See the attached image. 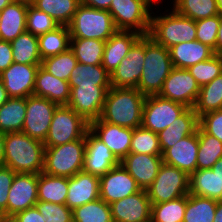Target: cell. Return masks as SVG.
Returning a JSON list of instances; mask_svg holds the SVG:
<instances>
[{
    "instance_id": "cell-1",
    "label": "cell",
    "mask_w": 222,
    "mask_h": 222,
    "mask_svg": "<svg viewBox=\"0 0 222 222\" xmlns=\"http://www.w3.org/2000/svg\"><path fill=\"white\" fill-rule=\"evenodd\" d=\"M145 98L137 88L111 87L107 91L100 119L130 129L142 126Z\"/></svg>"
},
{
    "instance_id": "cell-2",
    "label": "cell",
    "mask_w": 222,
    "mask_h": 222,
    "mask_svg": "<svg viewBox=\"0 0 222 222\" xmlns=\"http://www.w3.org/2000/svg\"><path fill=\"white\" fill-rule=\"evenodd\" d=\"M44 143L23 132L5 133L3 165L16 173L40 174L44 169Z\"/></svg>"
},
{
    "instance_id": "cell-3",
    "label": "cell",
    "mask_w": 222,
    "mask_h": 222,
    "mask_svg": "<svg viewBox=\"0 0 222 222\" xmlns=\"http://www.w3.org/2000/svg\"><path fill=\"white\" fill-rule=\"evenodd\" d=\"M173 68L169 49L145 35V59L137 89L145 96L158 95Z\"/></svg>"
},
{
    "instance_id": "cell-4",
    "label": "cell",
    "mask_w": 222,
    "mask_h": 222,
    "mask_svg": "<svg viewBox=\"0 0 222 222\" xmlns=\"http://www.w3.org/2000/svg\"><path fill=\"white\" fill-rule=\"evenodd\" d=\"M168 10V13H160L159 16L151 11L153 15L151 14L148 36L167 49L182 42L196 40L195 21L178 14L172 8V11Z\"/></svg>"
},
{
    "instance_id": "cell-5",
    "label": "cell",
    "mask_w": 222,
    "mask_h": 222,
    "mask_svg": "<svg viewBox=\"0 0 222 222\" xmlns=\"http://www.w3.org/2000/svg\"><path fill=\"white\" fill-rule=\"evenodd\" d=\"M85 148L86 134L70 143L45 147L43 172L52 176H74L83 170Z\"/></svg>"
},
{
    "instance_id": "cell-6",
    "label": "cell",
    "mask_w": 222,
    "mask_h": 222,
    "mask_svg": "<svg viewBox=\"0 0 222 222\" xmlns=\"http://www.w3.org/2000/svg\"><path fill=\"white\" fill-rule=\"evenodd\" d=\"M71 38L98 39L107 41L116 31L112 15L80 4L68 25Z\"/></svg>"
},
{
    "instance_id": "cell-7",
    "label": "cell",
    "mask_w": 222,
    "mask_h": 222,
    "mask_svg": "<svg viewBox=\"0 0 222 222\" xmlns=\"http://www.w3.org/2000/svg\"><path fill=\"white\" fill-rule=\"evenodd\" d=\"M153 5L151 0H112L108 12L117 30L148 35Z\"/></svg>"
},
{
    "instance_id": "cell-8",
    "label": "cell",
    "mask_w": 222,
    "mask_h": 222,
    "mask_svg": "<svg viewBox=\"0 0 222 222\" xmlns=\"http://www.w3.org/2000/svg\"><path fill=\"white\" fill-rule=\"evenodd\" d=\"M89 130V122L68 105H58L45 138L44 146L52 147L81 139Z\"/></svg>"
},
{
    "instance_id": "cell-9",
    "label": "cell",
    "mask_w": 222,
    "mask_h": 222,
    "mask_svg": "<svg viewBox=\"0 0 222 222\" xmlns=\"http://www.w3.org/2000/svg\"><path fill=\"white\" fill-rule=\"evenodd\" d=\"M190 176L180 169L162 163L153 183L146 189L151 204L178 199L189 194Z\"/></svg>"
},
{
    "instance_id": "cell-10",
    "label": "cell",
    "mask_w": 222,
    "mask_h": 222,
    "mask_svg": "<svg viewBox=\"0 0 222 222\" xmlns=\"http://www.w3.org/2000/svg\"><path fill=\"white\" fill-rule=\"evenodd\" d=\"M186 109L187 107L181 103L164 99L159 95H148L143 105L142 126L159 133Z\"/></svg>"
},
{
    "instance_id": "cell-11",
    "label": "cell",
    "mask_w": 222,
    "mask_h": 222,
    "mask_svg": "<svg viewBox=\"0 0 222 222\" xmlns=\"http://www.w3.org/2000/svg\"><path fill=\"white\" fill-rule=\"evenodd\" d=\"M57 106V103L46 98L28 96L22 132L31 138L44 142Z\"/></svg>"
},
{
    "instance_id": "cell-12",
    "label": "cell",
    "mask_w": 222,
    "mask_h": 222,
    "mask_svg": "<svg viewBox=\"0 0 222 222\" xmlns=\"http://www.w3.org/2000/svg\"><path fill=\"white\" fill-rule=\"evenodd\" d=\"M200 86L188 69L173 68L165 79L159 96L194 108L198 99Z\"/></svg>"
},
{
    "instance_id": "cell-13",
    "label": "cell",
    "mask_w": 222,
    "mask_h": 222,
    "mask_svg": "<svg viewBox=\"0 0 222 222\" xmlns=\"http://www.w3.org/2000/svg\"><path fill=\"white\" fill-rule=\"evenodd\" d=\"M71 95L67 104L87 122L99 119L107 91L111 85H93L70 87Z\"/></svg>"
},
{
    "instance_id": "cell-14",
    "label": "cell",
    "mask_w": 222,
    "mask_h": 222,
    "mask_svg": "<svg viewBox=\"0 0 222 222\" xmlns=\"http://www.w3.org/2000/svg\"><path fill=\"white\" fill-rule=\"evenodd\" d=\"M145 59V35H142L131 47L127 57L123 58L111 73V87L137 88L142 75Z\"/></svg>"
},
{
    "instance_id": "cell-15",
    "label": "cell",
    "mask_w": 222,
    "mask_h": 222,
    "mask_svg": "<svg viewBox=\"0 0 222 222\" xmlns=\"http://www.w3.org/2000/svg\"><path fill=\"white\" fill-rule=\"evenodd\" d=\"M38 174L16 173L9 189L7 219L38 202Z\"/></svg>"
},
{
    "instance_id": "cell-16",
    "label": "cell",
    "mask_w": 222,
    "mask_h": 222,
    "mask_svg": "<svg viewBox=\"0 0 222 222\" xmlns=\"http://www.w3.org/2000/svg\"><path fill=\"white\" fill-rule=\"evenodd\" d=\"M141 188L120 163L100 177V198L107 204L137 193Z\"/></svg>"
},
{
    "instance_id": "cell-17",
    "label": "cell",
    "mask_w": 222,
    "mask_h": 222,
    "mask_svg": "<svg viewBox=\"0 0 222 222\" xmlns=\"http://www.w3.org/2000/svg\"><path fill=\"white\" fill-rule=\"evenodd\" d=\"M39 66L13 62L0 73V79L9 98H27L33 95Z\"/></svg>"
},
{
    "instance_id": "cell-18",
    "label": "cell",
    "mask_w": 222,
    "mask_h": 222,
    "mask_svg": "<svg viewBox=\"0 0 222 222\" xmlns=\"http://www.w3.org/2000/svg\"><path fill=\"white\" fill-rule=\"evenodd\" d=\"M89 130L105 143L119 161L130 153L133 129L104 122L99 118L89 123Z\"/></svg>"
},
{
    "instance_id": "cell-19",
    "label": "cell",
    "mask_w": 222,
    "mask_h": 222,
    "mask_svg": "<svg viewBox=\"0 0 222 222\" xmlns=\"http://www.w3.org/2000/svg\"><path fill=\"white\" fill-rule=\"evenodd\" d=\"M109 205L113 222H150L151 220L152 204L144 189Z\"/></svg>"
},
{
    "instance_id": "cell-20",
    "label": "cell",
    "mask_w": 222,
    "mask_h": 222,
    "mask_svg": "<svg viewBox=\"0 0 222 222\" xmlns=\"http://www.w3.org/2000/svg\"><path fill=\"white\" fill-rule=\"evenodd\" d=\"M119 164L120 161L105 143L88 130L86 132L83 171L101 177L114 166H118Z\"/></svg>"
},
{
    "instance_id": "cell-21",
    "label": "cell",
    "mask_w": 222,
    "mask_h": 222,
    "mask_svg": "<svg viewBox=\"0 0 222 222\" xmlns=\"http://www.w3.org/2000/svg\"><path fill=\"white\" fill-rule=\"evenodd\" d=\"M199 150L198 129L194 134L179 140L162 154L163 163L174 166L189 176L197 169Z\"/></svg>"
},
{
    "instance_id": "cell-22",
    "label": "cell",
    "mask_w": 222,
    "mask_h": 222,
    "mask_svg": "<svg viewBox=\"0 0 222 222\" xmlns=\"http://www.w3.org/2000/svg\"><path fill=\"white\" fill-rule=\"evenodd\" d=\"M100 177L85 171H79L74 176L68 178V192L66 205L73 210L88 202L100 198Z\"/></svg>"
},
{
    "instance_id": "cell-23",
    "label": "cell",
    "mask_w": 222,
    "mask_h": 222,
    "mask_svg": "<svg viewBox=\"0 0 222 222\" xmlns=\"http://www.w3.org/2000/svg\"><path fill=\"white\" fill-rule=\"evenodd\" d=\"M120 163L137 185L146 190L155 180L163 160L162 155L129 153Z\"/></svg>"
},
{
    "instance_id": "cell-24",
    "label": "cell",
    "mask_w": 222,
    "mask_h": 222,
    "mask_svg": "<svg viewBox=\"0 0 222 222\" xmlns=\"http://www.w3.org/2000/svg\"><path fill=\"white\" fill-rule=\"evenodd\" d=\"M141 36L135 31L117 30L106 41L101 65L111 74Z\"/></svg>"
},
{
    "instance_id": "cell-25",
    "label": "cell",
    "mask_w": 222,
    "mask_h": 222,
    "mask_svg": "<svg viewBox=\"0 0 222 222\" xmlns=\"http://www.w3.org/2000/svg\"><path fill=\"white\" fill-rule=\"evenodd\" d=\"M33 95L46 98L58 105H67L71 88L68 81L55 77L40 65L36 74Z\"/></svg>"
},
{
    "instance_id": "cell-26",
    "label": "cell",
    "mask_w": 222,
    "mask_h": 222,
    "mask_svg": "<svg viewBox=\"0 0 222 222\" xmlns=\"http://www.w3.org/2000/svg\"><path fill=\"white\" fill-rule=\"evenodd\" d=\"M198 127L199 117L194 108H187L172 124L157 133L162 154L182 138L194 134Z\"/></svg>"
},
{
    "instance_id": "cell-27",
    "label": "cell",
    "mask_w": 222,
    "mask_h": 222,
    "mask_svg": "<svg viewBox=\"0 0 222 222\" xmlns=\"http://www.w3.org/2000/svg\"><path fill=\"white\" fill-rule=\"evenodd\" d=\"M173 67L188 69L189 67L209 60L215 55L212 48L200 41L182 42L169 48Z\"/></svg>"
},
{
    "instance_id": "cell-28",
    "label": "cell",
    "mask_w": 222,
    "mask_h": 222,
    "mask_svg": "<svg viewBox=\"0 0 222 222\" xmlns=\"http://www.w3.org/2000/svg\"><path fill=\"white\" fill-rule=\"evenodd\" d=\"M28 5L12 1L1 11L0 40L11 42L26 32Z\"/></svg>"
},
{
    "instance_id": "cell-29",
    "label": "cell",
    "mask_w": 222,
    "mask_h": 222,
    "mask_svg": "<svg viewBox=\"0 0 222 222\" xmlns=\"http://www.w3.org/2000/svg\"><path fill=\"white\" fill-rule=\"evenodd\" d=\"M26 116V98H9L0 106V132H22Z\"/></svg>"
},
{
    "instance_id": "cell-30",
    "label": "cell",
    "mask_w": 222,
    "mask_h": 222,
    "mask_svg": "<svg viewBox=\"0 0 222 222\" xmlns=\"http://www.w3.org/2000/svg\"><path fill=\"white\" fill-rule=\"evenodd\" d=\"M68 192V177L38 174V201L65 204Z\"/></svg>"
},
{
    "instance_id": "cell-31",
    "label": "cell",
    "mask_w": 222,
    "mask_h": 222,
    "mask_svg": "<svg viewBox=\"0 0 222 222\" xmlns=\"http://www.w3.org/2000/svg\"><path fill=\"white\" fill-rule=\"evenodd\" d=\"M70 87L111 85V74L101 65L77 63L70 74Z\"/></svg>"
},
{
    "instance_id": "cell-32",
    "label": "cell",
    "mask_w": 222,
    "mask_h": 222,
    "mask_svg": "<svg viewBox=\"0 0 222 222\" xmlns=\"http://www.w3.org/2000/svg\"><path fill=\"white\" fill-rule=\"evenodd\" d=\"M10 43L14 63L41 65L42 59L39 52L38 36L24 32Z\"/></svg>"
},
{
    "instance_id": "cell-33",
    "label": "cell",
    "mask_w": 222,
    "mask_h": 222,
    "mask_svg": "<svg viewBox=\"0 0 222 222\" xmlns=\"http://www.w3.org/2000/svg\"><path fill=\"white\" fill-rule=\"evenodd\" d=\"M71 35L68 26L59 25L52 31L38 36L41 59L58 55L70 48Z\"/></svg>"
},
{
    "instance_id": "cell-34",
    "label": "cell",
    "mask_w": 222,
    "mask_h": 222,
    "mask_svg": "<svg viewBox=\"0 0 222 222\" xmlns=\"http://www.w3.org/2000/svg\"><path fill=\"white\" fill-rule=\"evenodd\" d=\"M189 194L219 201V180L211 169H196L189 179Z\"/></svg>"
},
{
    "instance_id": "cell-35",
    "label": "cell",
    "mask_w": 222,
    "mask_h": 222,
    "mask_svg": "<svg viewBox=\"0 0 222 222\" xmlns=\"http://www.w3.org/2000/svg\"><path fill=\"white\" fill-rule=\"evenodd\" d=\"M222 109V74L201 86L194 111L198 117Z\"/></svg>"
},
{
    "instance_id": "cell-36",
    "label": "cell",
    "mask_w": 222,
    "mask_h": 222,
    "mask_svg": "<svg viewBox=\"0 0 222 222\" xmlns=\"http://www.w3.org/2000/svg\"><path fill=\"white\" fill-rule=\"evenodd\" d=\"M106 41L98 39L71 38L70 49L78 63L99 65L102 64Z\"/></svg>"
},
{
    "instance_id": "cell-37",
    "label": "cell",
    "mask_w": 222,
    "mask_h": 222,
    "mask_svg": "<svg viewBox=\"0 0 222 222\" xmlns=\"http://www.w3.org/2000/svg\"><path fill=\"white\" fill-rule=\"evenodd\" d=\"M80 4L81 0H36L33 6L50 15L59 25L68 26Z\"/></svg>"
},
{
    "instance_id": "cell-38",
    "label": "cell",
    "mask_w": 222,
    "mask_h": 222,
    "mask_svg": "<svg viewBox=\"0 0 222 222\" xmlns=\"http://www.w3.org/2000/svg\"><path fill=\"white\" fill-rule=\"evenodd\" d=\"M172 2L171 8L175 12L194 21L219 14L216 0H172Z\"/></svg>"
},
{
    "instance_id": "cell-39",
    "label": "cell",
    "mask_w": 222,
    "mask_h": 222,
    "mask_svg": "<svg viewBox=\"0 0 222 222\" xmlns=\"http://www.w3.org/2000/svg\"><path fill=\"white\" fill-rule=\"evenodd\" d=\"M216 206V200L188 194L183 222H213Z\"/></svg>"
},
{
    "instance_id": "cell-40",
    "label": "cell",
    "mask_w": 222,
    "mask_h": 222,
    "mask_svg": "<svg viewBox=\"0 0 222 222\" xmlns=\"http://www.w3.org/2000/svg\"><path fill=\"white\" fill-rule=\"evenodd\" d=\"M199 150L197 154V169H211L222 157V142L215 136L207 134L198 127Z\"/></svg>"
},
{
    "instance_id": "cell-41",
    "label": "cell",
    "mask_w": 222,
    "mask_h": 222,
    "mask_svg": "<svg viewBox=\"0 0 222 222\" xmlns=\"http://www.w3.org/2000/svg\"><path fill=\"white\" fill-rule=\"evenodd\" d=\"M73 222H113L110 205L101 198L72 210Z\"/></svg>"
},
{
    "instance_id": "cell-42",
    "label": "cell",
    "mask_w": 222,
    "mask_h": 222,
    "mask_svg": "<svg viewBox=\"0 0 222 222\" xmlns=\"http://www.w3.org/2000/svg\"><path fill=\"white\" fill-rule=\"evenodd\" d=\"M186 195L178 199L152 204L150 222H183Z\"/></svg>"
},
{
    "instance_id": "cell-43",
    "label": "cell",
    "mask_w": 222,
    "mask_h": 222,
    "mask_svg": "<svg viewBox=\"0 0 222 222\" xmlns=\"http://www.w3.org/2000/svg\"><path fill=\"white\" fill-rule=\"evenodd\" d=\"M77 63L74 52L69 48L58 55L43 59L41 66L55 77L69 81L70 74Z\"/></svg>"
},
{
    "instance_id": "cell-44",
    "label": "cell",
    "mask_w": 222,
    "mask_h": 222,
    "mask_svg": "<svg viewBox=\"0 0 222 222\" xmlns=\"http://www.w3.org/2000/svg\"><path fill=\"white\" fill-rule=\"evenodd\" d=\"M130 153L162 155L158 134L143 126L134 128Z\"/></svg>"
},
{
    "instance_id": "cell-45",
    "label": "cell",
    "mask_w": 222,
    "mask_h": 222,
    "mask_svg": "<svg viewBox=\"0 0 222 222\" xmlns=\"http://www.w3.org/2000/svg\"><path fill=\"white\" fill-rule=\"evenodd\" d=\"M199 86L210 83L222 74V55L215 54L209 60L201 61L188 68Z\"/></svg>"
},
{
    "instance_id": "cell-46",
    "label": "cell",
    "mask_w": 222,
    "mask_h": 222,
    "mask_svg": "<svg viewBox=\"0 0 222 222\" xmlns=\"http://www.w3.org/2000/svg\"><path fill=\"white\" fill-rule=\"evenodd\" d=\"M59 24L47 13L28 5L26 18V32L40 36L57 28Z\"/></svg>"
},
{
    "instance_id": "cell-47",
    "label": "cell",
    "mask_w": 222,
    "mask_h": 222,
    "mask_svg": "<svg viewBox=\"0 0 222 222\" xmlns=\"http://www.w3.org/2000/svg\"><path fill=\"white\" fill-rule=\"evenodd\" d=\"M221 23V15L199 19L196 24V40L208 45L215 53L218 28Z\"/></svg>"
},
{
    "instance_id": "cell-48",
    "label": "cell",
    "mask_w": 222,
    "mask_h": 222,
    "mask_svg": "<svg viewBox=\"0 0 222 222\" xmlns=\"http://www.w3.org/2000/svg\"><path fill=\"white\" fill-rule=\"evenodd\" d=\"M35 206L45 222H73L72 210L66 204L38 201Z\"/></svg>"
},
{
    "instance_id": "cell-49",
    "label": "cell",
    "mask_w": 222,
    "mask_h": 222,
    "mask_svg": "<svg viewBox=\"0 0 222 222\" xmlns=\"http://www.w3.org/2000/svg\"><path fill=\"white\" fill-rule=\"evenodd\" d=\"M199 126L222 142V109L205 113L199 117Z\"/></svg>"
},
{
    "instance_id": "cell-50",
    "label": "cell",
    "mask_w": 222,
    "mask_h": 222,
    "mask_svg": "<svg viewBox=\"0 0 222 222\" xmlns=\"http://www.w3.org/2000/svg\"><path fill=\"white\" fill-rule=\"evenodd\" d=\"M16 172L11 168L0 166V213L3 219H7V202L9 189L12 185Z\"/></svg>"
},
{
    "instance_id": "cell-51",
    "label": "cell",
    "mask_w": 222,
    "mask_h": 222,
    "mask_svg": "<svg viewBox=\"0 0 222 222\" xmlns=\"http://www.w3.org/2000/svg\"><path fill=\"white\" fill-rule=\"evenodd\" d=\"M13 222H45L44 216L37 210L36 206L16 213L10 218Z\"/></svg>"
},
{
    "instance_id": "cell-52",
    "label": "cell",
    "mask_w": 222,
    "mask_h": 222,
    "mask_svg": "<svg viewBox=\"0 0 222 222\" xmlns=\"http://www.w3.org/2000/svg\"><path fill=\"white\" fill-rule=\"evenodd\" d=\"M13 63L12 46L8 41L0 40V73Z\"/></svg>"
},
{
    "instance_id": "cell-53",
    "label": "cell",
    "mask_w": 222,
    "mask_h": 222,
    "mask_svg": "<svg viewBox=\"0 0 222 222\" xmlns=\"http://www.w3.org/2000/svg\"><path fill=\"white\" fill-rule=\"evenodd\" d=\"M112 0H81V4L100 10H109Z\"/></svg>"
},
{
    "instance_id": "cell-54",
    "label": "cell",
    "mask_w": 222,
    "mask_h": 222,
    "mask_svg": "<svg viewBox=\"0 0 222 222\" xmlns=\"http://www.w3.org/2000/svg\"><path fill=\"white\" fill-rule=\"evenodd\" d=\"M211 170L216 174L219 180V201L222 200V157L212 166Z\"/></svg>"
},
{
    "instance_id": "cell-55",
    "label": "cell",
    "mask_w": 222,
    "mask_h": 222,
    "mask_svg": "<svg viewBox=\"0 0 222 222\" xmlns=\"http://www.w3.org/2000/svg\"><path fill=\"white\" fill-rule=\"evenodd\" d=\"M215 54L222 55V15H221V23L218 28L216 45H215Z\"/></svg>"
},
{
    "instance_id": "cell-56",
    "label": "cell",
    "mask_w": 222,
    "mask_h": 222,
    "mask_svg": "<svg viewBox=\"0 0 222 222\" xmlns=\"http://www.w3.org/2000/svg\"><path fill=\"white\" fill-rule=\"evenodd\" d=\"M8 99H9V96L4 87V84L2 83L0 79V106L3 105Z\"/></svg>"
},
{
    "instance_id": "cell-57",
    "label": "cell",
    "mask_w": 222,
    "mask_h": 222,
    "mask_svg": "<svg viewBox=\"0 0 222 222\" xmlns=\"http://www.w3.org/2000/svg\"><path fill=\"white\" fill-rule=\"evenodd\" d=\"M213 222H222V200L217 201L216 212Z\"/></svg>"
},
{
    "instance_id": "cell-58",
    "label": "cell",
    "mask_w": 222,
    "mask_h": 222,
    "mask_svg": "<svg viewBox=\"0 0 222 222\" xmlns=\"http://www.w3.org/2000/svg\"><path fill=\"white\" fill-rule=\"evenodd\" d=\"M4 139H5V133L0 132V166L3 165V160H4Z\"/></svg>"
},
{
    "instance_id": "cell-59",
    "label": "cell",
    "mask_w": 222,
    "mask_h": 222,
    "mask_svg": "<svg viewBox=\"0 0 222 222\" xmlns=\"http://www.w3.org/2000/svg\"><path fill=\"white\" fill-rule=\"evenodd\" d=\"M13 0H0V12Z\"/></svg>"
},
{
    "instance_id": "cell-60",
    "label": "cell",
    "mask_w": 222,
    "mask_h": 222,
    "mask_svg": "<svg viewBox=\"0 0 222 222\" xmlns=\"http://www.w3.org/2000/svg\"><path fill=\"white\" fill-rule=\"evenodd\" d=\"M13 1L18 2V3H24L27 5H33L36 0H13Z\"/></svg>"
},
{
    "instance_id": "cell-61",
    "label": "cell",
    "mask_w": 222,
    "mask_h": 222,
    "mask_svg": "<svg viewBox=\"0 0 222 222\" xmlns=\"http://www.w3.org/2000/svg\"><path fill=\"white\" fill-rule=\"evenodd\" d=\"M219 14L222 15V0H216Z\"/></svg>"
},
{
    "instance_id": "cell-62",
    "label": "cell",
    "mask_w": 222,
    "mask_h": 222,
    "mask_svg": "<svg viewBox=\"0 0 222 222\" xmlns=\"http://www.w3.org/2000/svg\"><path fill=\"white\" fill-rule=\"evenodd\" d=\"M154 4H155V6L157 7V5L156 4H158L159 5V3L161 2V0L159 1V0H151Z\"/></svg>"
},
{
    "instance_id": "cell-63",
    "label": "cell",
    "mask_w": 222,
    "mask_h": 222,
    "mask_svg": "<svg viewBox=\"0 0 222 222\" xmlns=\"http://www.w3.org/2000/svg\"><path fill=\"white\" fill-rule=\"evenodd\" d=\"M3 222H13L11 219H3Z\"/></svg>"
},
{
    "instance_id": "cell-64",
    "label": "cell",
    "mask_w": 222,
    "mask_h": 222,
    "mask_svg": "<svg viewBox=\"0 0 222 222\" xmlns=\"http://www.w3.org/2000/svg\"><path fill=\"white\" fill-rule=\"evenodd\" d=\"M0 222H3V217L1 215V213H0Z\"/></svg>"
}]
</instances>
